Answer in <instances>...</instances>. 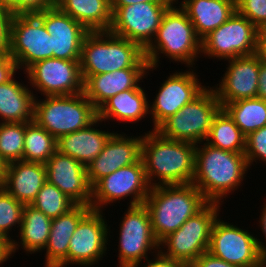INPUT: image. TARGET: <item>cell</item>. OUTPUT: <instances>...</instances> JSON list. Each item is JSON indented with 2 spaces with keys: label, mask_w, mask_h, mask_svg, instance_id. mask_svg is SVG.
Instances as JSON below:
<instances>
[{
  "label": "cell",
  "mask_w": 266,
  "mask_h": 267,
  "mask_svg": "<svg viewBox=\"0 0 266 267\" xmlns=\"http://www.w3.org/2000/svg\"><path fill=\"white\" fill-rule=\"evenodd\" d=\"M205 142L212 147L234 153H245L246 149V136L223 108L214 116Z\"/></svg>",
  "instance_id": "obj_31"
},
{
  "label": "cell",
  "mask_w": 266,
  "mask_h": 267,
  "mask_svg": "<svg viewBox=\"0 0 266 267\" xmlns=\"http://www.w3.org/2000/svg\"><path fill=\"white\" fill-rule=\"evenodd\" d=\"M91 206L76 205L66 214L51 221V230L46 249L44 267H67L69 241L80 220L91 210Z\"/></svg>",
  "instance_id": "obj_24"
},
{
  "label": "cell",
  "mask_w": 266,
  "mask_h": 267,
  "mask_svg": "<svg viewBox=\"0 0 266 267\" xmlns=\"http://www.w3.org/2000/svg\"><path fill=\"white\" fill-rule=\"evenodd\" d=\"M103 215V211L91 209L80 220L69 241L67 265L90 267L105 256L111 232Z\"/></svg>",
  "instance_id": "obj_16"
},
{
  "label": "cell",
  "mask_w": 266,
  "mask_h": 267,
  "mask_svg": "<svg viewBox=\"0 0 266 267\" xmlns=\"http://www.w3.org/2000/svg\"><path fill=\"white\" fill-rule=\"evenodd\" d=\"M154 256V259L145 260V265H141V267H189L186 263L174 260L172 258L164 256L160 251H158ZM156 256V257H155ZM155 260V261H154Z\"/></svg>",
  "instance_id": "obj_43"
},
{
  "label": "cell",
  "mask_w": 266,
  "mask_h": 267,
  "mask_svg": "<svg viewBox=\"0 0 266 267\" xmlns=\"http://www.w3.org/2000/svg\"><path fill=\"white\" fill-rule=\"evenodd\" d=\"M57 151V139L34 121L26 123L23 161L45 164Z\"/></svg>",
  "instance_id": "obj_33"
},
{
  "label": "cell",
  "mask_w": 266,
  "mask_h": 267,
  "mask_svg": "<svg viewBox=\"0 0 266 267\" xmlns=\"http://www.w3.org/2000/svg\"><path fill=\"white\" fill-rule=\"evenodd\" d=\"M175 2H143L111 6L109 32L139 44L144 50L154 40L162 17Z\"/></svg>",
  "instance_id": "obj_9"
},
{
  "label": "cell",
  "mask_w": 266,
  "mask_h": 267,
  "mask_svg": "<svg viewBox=\"0 0 266 267\" xmlns=\"http://www.w3.org/2000/svg\"><path fill=\"white\" fill-rule=\"evenodd\" d=\"M221 108L213 87L208 86L155 131L167 139L195 145L203 143L209 135L214 116Z\"/></svg>",
  "instance_id": "obj_7"
},
{
  "label": "cell",
  "mask_w": 266,
  "mask_h": 267,
  "mask_svg": "<svg viewBox=\"0 0 266 267\" xmlns=\"http://www.w3.org/2000/svg\"><path fill=\"white\" fill-rule=\"evenodd\" d=\"M247 137L266 126V101L255 97L226 103L222 107Z\"/></svg>",
  "instance_id": "obj_32"
},
{
  "label": "cell",
  "mask_w": 266,
  "mask_h": 267,
  "mask_svg": "<svg viewBox=\"0 0 266 267\" xmlns=\"http://www.w3.org/2000/svg\"><path fill=\"white\" fill-rule=\"evenodd\" d=\"M151 186L148 183L142 159L101 178L92 187L91 208L103 211L110 203L131 197L129 206L142 205ZM104 205V206H103Z\"/></svg>",
  "instance_id": "obj_12"
},
{
  "label": "cell",
  "mask_w": 266,
  "mask_h": 267,
  "mask_svg": "<svg viewBox=\"0 0 266 267\" xmlns=\"http://www.w3.org/2000/svg\"><path fill=\"white\" fill-rule=\"evenodd\" d=\"M147 132L143 135L141 159L150 186L191 184L196 145L167 139L155 130Z\"/></svg>",
  "instance_id": "obj_1"
},
{
  "label": "cell",
  "mask_w": 266,
  "mask_h": 267,
  "mask_svg": "<svg viewBox=\"0 0 266 267\" xmlns=\"http://www.w3.org/2000/svg\"><path fill=\"white\" fill-rule=\"evenodd\" d=\"M26 123L0 122V157L6 163L23 161Z\"/></svg>",
  "instance_id": "obj_35"
},
{
  "label": "cell",
  "mask_w": 266,
  "mask_h": 267,
  "mask_svg": "<svg viewBox=\"0 0 266 267\" xmlns=\"http://www.w3.org/2000/svg\"><path fill=\"white\" fill-rule=\"evenodd\" d=\"M143 2H174L173 0H111V6H128Z\"/></svg>",
  "instance_id": "obj_48"
},
{
  "label": "cell",
  "mask_w": 266,
  "mask_h": 267,
  "mask_svg": "<svg viewBox=\"0 0 266 267\" xmlns=\"http://www.w3.org/2000/svg\"><path fill=\"white\" fill-rule=\"evenodd\" d=\"M24 206L0 187V233L11 242L14 239L9 234L13 226L20 230Z\"/></svg>",
  "instance_id": "obj_36"
},
{
  "label": "cell",
  "mask_w": 266,
  "mask_h": 267,
  "mask_svg": "<svg viewBox=\"0 0 266 267\" xmlns=\"http://www.w3.org/2000/svg\"><path fill=\"white\" fill-rule=\"evenodd\" d=\"M265 205H263L264 207L261 209V216L260 219H259V226L262 230V233H263V236L265 237L266 239V202H264ZM256 242H257V246H258V249L260 251V253L266 258V243L260 241V239H256ZM265 244V245H264Z\"/></svg>",
  "instance_id": "obj_45"
},
{
  "label": "cell",
  "mask_w": 266,
  "mask_h": 267,
  "mask_svg": "<svg viewBox=\"0 0 266 267\" xmlns=\"http://www.w3.org/2000/svg\"><path fill=\"white\" fill-rule=\"evenodd\" d=\"M249 169L244 153L218 149L206 142L199 143L195 149V175L192 184L208 202L221 204L223 198L226 199L229 193L239 188Z\"/></svg>",
  "instance_id": "obj_2"
},
{
  "label": "cell",
  "mask_w": 266,
  "mask_h": 267,
  "mask_svg": "<svg viewBox=\"0 0 266 267\" xmlns=\"http://www.w3.org/2000/svg\"><path fill=\"white\" fill-rule=\"evenodd\" d=\"M29 89L28 85L19 83L14 77L7 83L0 85L1 123H30L34 121L36 94L33 93L32 89Z\"/></svg>",
  "instance_id": "obj_27"
},
{
  "label": "cell",
  "mask_w": 266,
  "mask_h": 267,
  "mask_svg": "<svg viewBox=\"0 0 266 267\" xmlns=\"http://www.w3.org/2000/svg\"><path fill=\"white\" fill-rule=\"evenodd\" d=\"M47 181L58 187L77 205H91L92 187L86 166L58 150L45 163Z\"/></svg>",
  "instance_id": "obj_20"
},
{
  "label": "cell",
  "mask_w": 266,
  "mask_h": 267,
  "mask_svg": "<svg viewBox=\"0 0 266 267\" xmlns=\"http://www.w3.org/2000/svg\"><path fill=\"white\" fill-rule=\"evenodd\" d=\"M245 156L251 168V164L257 160L266 163V126L251 132L246 137Z\"/></svg>",
  "instance_id": "obj_38"
},
{
  "label": "cell",
  "mask_w": 266,
  "mask_h": 267,
  "mask_svg": "<svg viewBox=\"0 0 266 267\" xmlns=\"http://www.w3.org/2000/svg\"><path fill=\"white\" fill-rule=\"evenodd\" d=\"M191 70L172 73L173 75H169L159 87L153 103L149 104V113L152 114L154 126L152 131L207 87L199 82L197 73Z\"/></svg>",
  "instance_id": "obj_17"
},
{
  "label": "cell",
  "mask_w": 266,
  "mask_h": 267,
  "mask_svg": "<svg viewBox=\"0 0 266 267\" xmlns=\"http://www.w3.org/2000/svg\"><path fill=\"white\" fill-rule=\"evenodd\" d=\"M207 203L200 190L191 183L151 187L144 205L150 213L154 236L160 243Z\"/></svg>",
  "instance_id": "obj_4"
},
{
  "label": "cell",
  "mask_w": 266,
  "mask_h": 267,
  "mask_svg": "<svg viewBox=\"0 0 266 267\" xmlns=\"http://www.w3.org/2000/svg\"><path fill=\"white\" fill-rule=\"evenodd\" d=\"M51 221L52 219L47 217L42 211L37 210L31 205H25L20 232H18L21 241L13 240L11 242L12 253L15 254L20 246L25 250L24 252L29 254L44 250L51 230Z\"/></svg>",
  "instance_id": "obj_30"
},
{
  "label": "cell",
  "mask_w": 266,
  "mask_h": 267,
  "mask_svg": "<svg viewBox=\"0 0 266 267\" xmlns=\"http://www.w3.org/2000/svg\"><path fill=\"white\" fill-rule=\"evenodd\" d=\"M30 205L42 211L47 217L54 219L66 214L77 204L58 187L46 181Z\"/></svg>",
  "instance_id": "obj_34"
},
{
  "label": "cell",
  "mask_w": 266,
  "mask_h": 267,
  "mask_svg": "<svg viewBox=\"0 0 266 267\" xmlns=\"http://www.w3.org/2000/svg\"><path fill=\"white\" fill-rule=\"evenodd\" d=\"M56 5V0H0V7L14 15L37 14Z\"/></svg>",
  "instance_id": "obj_37"
},
{
  "label": "cell",
  "mask_w": 266,
  "mask_h": 267,
  "mask_svg": "<svg viewBox=\"0 0 266 267\" xmlns=\"http://www.w3.org/2000/svg\"><path fill=\"white\" fill-rule=\"evenodd\" d=\"M236 10L259 30L266 27V0H236Z\"/></svg>",
  "instance_id": "obj_39"
},
{
  "label": "cell",
  "mask_w": 266,
  "mask_h": 267,
  "mask_svg": "<svg viewBox=\"0 0 266 267\" xmlns=\"http://www.w3.org/2000/svg\"><path fill=\"white\" fill-rule=\"evenodd\" d=\"M0 241H9L8 239L4 238L0 233Z\"/></svg>",
  "instance_id": "obj_50"
},
{
  "label": "cell",
  "mask_w": 266,
  "mask_h": 267,
  "mask_svg": "<svg viewBox=\"0 0 266 267\" xmlns=\"http://www.w3.org/2000/svg\"><path fill=\"white\" fill-rule=\"evenodd\" d=\"M35 15L52 38L53 58L80 61L83 39L89 31L57 5Z\"/></svg>",
  "instance_id": "obj_18"
},
{
  "label": "cell",
  "mask_w": 266,
  "mask_h": 267,
  "mask_svg": "<svg viewBox=\"0 0 266 267\" xmlns=\"http://www.w3.org/2000/svg\"><path fill=\"white\" fill-rule=\"evenodd\" d=\"M47 181L42 163L16 161L6 164L2 187L23 205H30Z\"/></svg>",
  "instance_id": "obj_23"
},
{
  "label": "cell",
  "mask_w": 266,
  "mask_h": 267,
  "mask_svg": "<svg viewBox=\"0 0 266 267\" xmlns=\"http://www.w3.org/2000/svg\"><path fill=\"white\" fill-rule=\"evenodd\" d=\"M259 29L237 10L201 41V55L228 60L256 53Z\"/></svg>",
  "instance_id": "obj_10"
},
{
  "label": "cell",
  "mask_w": 266,
  "mask_h": 267,
  "mask_svg": "<svg viewBox=\"0 0 266 267\" xmlns=\"http://www.w3.org/2000/svg\"><path fill=\"white\" fill-rule=\"evenodd\" d=\"M96 118L97 110L84 92L35 98L34 122L56 139L86 128Z\"/></svg>",
  "instance_id": "obj_6"
},
{
  "label": "cell",
  "mask_w": 266,
  "mask_h": 267,
  "mask_svg": "<svg viewBox=\"0 0 266 267\" xmlns=\"http://www.w3.org/2000/svg\"><path fill=\"white\" fill-rule=\"evenodd\" d=\"M143 135L127 136L114 132L101 153L86 167L87 178L93 187L101 178L141 159Z\"/></svg>",
  "instance_id": "obj_21"
},
{
  "label": "cell",
  "mask_w": 266,
  "mask_h": 267,
  "mask_svg": "<svg viewBox=\"0 0 266 267\" xmlns=\"http://www.w3.org/2000/svg\"><path fill=\"white\" fill-rule=\"evenodd\" d=\"M179 5L201 41L236 11V0H182Z\"/></svg>",
  "instance_id": "obj_26"
},
{
  "label": "cell",
  "mask_w": 266,
  "mask_h": 267,
  "mask_svg": "<svg viewBox=\"0 0 266 267\" xmlns=\"http://www.w3.org/2000/svg\"><path fill=\"white\" fill-rule=\"evenodd\" d=\"M24 74L30 86L44 97L83 92L80 61L47 58L32 64Z\"/></svg>",
  "instance_id": "obj_15"
},
{
  "label": "cell",
  "mask_w": 266,
  "mask_h": 267,
  "mask_svg": "<svg viewBox=\"0 0 266 267\" xmlns=\"http://www.w3.org/2000/svg\"><path fill=\"white\" fill-rule=\"evenodd\" d=\"M189 267H239L214 257L209 252L200 255Z\"/></svg>",
  "instance_id": "obj_42"
},
{
  "label": "cell",
  "mask_w": 266,
  "mask_h": 267,
  "mask_svg": "<svg viewBox=\"0 0 266 267\" xmlns=\"http://www.w3.org/2000/svg\"><path fill=\"white\" fill-rule=\"evenodd\" d=\"M10 56L25 72L32 64L53 58L52 38L35 15H14L11 23ZM23 68V69H22Z\"/></svg>",
  "instance_id": "obj_14"
},
{
  "label": "cell",
  "mask_w": 266,
  "mask_h": 267,
  "mask_svg": "<svg viewBox=\"0 0 266 267\" xmlns=\"http://www.w3.org/2000/svg\"><path fill=\"white\" fill-rule=\"evenodd\" d=\"M99 122L102 121L97 117L86 128L61 136L57 139V150L87 167L101 153L114 134L108 130L106 132L97 129Z\"/></svg>",
  "instance_id": "obj_25"
},
{
  "label": "cell",
  "mask_w": 266,
  "mask_h": 267,
  "mask_svg": "<svg viewBox=\"0 0 266 267\" xmlns=\"http://www.w3.org/2000/svg\"><path fill=\"white\" fill-rule=\"evenodd\" d=\"M221 205L208 202L179 229L165 237L159 243V251L166 257L190 266L200 255L208 252L211 230Z\"/></svg>",
  "instance_id": "obj_8"
},
{
  "label": "cell",
  "mask_w": 266,
  "mask_h": 267,
  "mask_svg": "<svg viewBox=\"0 0 266 267\" xmlns=\"http://www.w3.org/2000/svg\"><path fill=\"white\" fill-rule=\"evenodd\" d=\"M14 14L0 7V57L10 56L11 23Z\"/></svg>",
  "instance_id": "obj_40"
},
{
  "label": "cell",
  "mask_w": 266,
  "mask_h": 267,
  "mask_svg": "<svg viewBox=\"0 0 266 267\" xmlns=\"http://www.w3.org/2000/svg\"><path fill=\"white\" fill-rule=\"evenodd\" d=\"M173 1L175 2V4H174V5L178 4V0H173Z\"/></svg>",
  "instance_id": "obj_51"
},
{
  "label": "cell",
  "mask_w": 266,
  "mask_h": 267,
  "mask_svg": "<svg viewBox=\"0 0 266 267\" xmlns=\"http://www.w3.org/2000/svg\"><path fill=\"white\" fill-rule=\"evenodd\" d=\"M147 70L122 69L112 73L82 76L83 92L93 107L98 110L111 97L128 89L139 88L140 80L143 82V78L149 74Z\"/></svg>",
  "instance_id": "obj_22"
},
{
  "label": "cell",
  "mask_w": 266,
  "mask_h": 267,
  "mask_svg": "<svg viewBox=\"0 0 266 267\" xmlns=\"http://www.w3.org/2000/svg\"><path fill=\"white\" fill-rule=\"evenodd\" d=\"M257 97L266 101V63L260 62Z\"/></svg>",
  "instance_id": "obj_44"
},
{
  "label": "cell",
  "mask_w": 266,
  "mask_h": 267,
  "mask_svg": "<svg viewBox=\"0 0 266 267\" xmlns=\"http://www.w3.org/2000/svg\"><path fill=\"white\" fill-rule=\"evenodd\" d=\"M17 70L16 62L11 56L0 57V85L15 77Z\"/></svg>",
  "instance_id": "obj_41"
},
{
  "label": "cell",
  "mask_w": 266,
  "mask_h": 267,
  "mask_svg": "<svg viewBox=\"0 0 266 267\" xmlns=\"http://www.w3.org/2000/svg\"><path fill=\"white\" fill-rule=\"evenodd\" d=\"M145 50L137 43L109 31L89 32L83 39L81 76L112 73L122 69H148Z\"/></svg>",
  "instance_id": "obj_3"
},
{
  "label": "cell",
  "mask_w": 266,
  "mask_h": 267,
  "mask_svg": "<svg viewBox=\"0 0 266 267\" xmlns=\"http://www.w3.org/2000/svg\"><path fill=\"white\" fill-rule=\"evenodd\" d=\"M161 53L171 61L181 62L190 69L201 56V40L187 13L180 6L172 4L167 9L154 40L145 49L149 65L147 71L158 68L159 58L163 57L159 56Z\"/></svg>",
  "instance_id": "obj_5"
},
{
  "label": "cell",
  "mask_w": 266,
  "mask_h": 267,
  "mask_svg": "<svg viewBox=\"0 0 266 267\" xmlns=\"http://www.w3.org/2000/svg\"><path fill=\"white\" fill-rule=\"evenodd\" d=\"M56 5L89 32L108 31L111 26V0H56Z\"/></svg>",
  "instance_id": "obj_29"
},
{
  "label": "cell",
  "mask_w": 266,
  "mask_h": 267,
  "mask_svg": "<svg viewBox=\"0 0 266 267\" xmlns=\"http://www.w3.org/2000/svg\"><path fill=\"white\" fill-rule=\"evenodd\" d=\"M6 171V163L0 157V187L2 186Z\"/></svg>",
  "instance_id": "obj_49"
},
{
  "label": "cell",
  "mask_w": 266,
  "mask_h": 267,
  "mask_svg": "<svg viewBox=\"0 0 266 267\" xmlns=\"http://www.w3.org/2000/svg\"><path fill=\"white\" fill-rule=\"evenodd\" d=\"M145 90L140 86L125 90L105 102L98 110L97 117L106 120L137 123L149 114V100Z\"/></svg>",
  "instance_id": "obj_28"
},
{
  "label": "cell",
  "mask_w": 266,
  "mask_h": 267,
  "mask_svg": "<svg viewBox=\"0 0 266 267\" xmlns=\"http://www.w3.org/2000/svg\"><path fill=\"white\" fill-rule=\"evenodd\" d=\"M123 214L125 216H122L123 219L120 221L118 238V265L139 267L148 259V251L157 253L160 245L152 231L150 213L144 204L128 206Z\"/></svg>",
  "instance_id": "obj_11"
},
{
  "label": "cell",
  "mask_w": 266,
  "mask_h": 267,
  "mask_svg": "<svg viewBox=\"0 0 266 267\" xmlns=\"http://www.w3.org/2000/svg\"><path fill=\"white\" fill-rule=\"evenodd\" d=\"M251 233L224 222L218 216L211 230L208 252L239 267H266V258L258 249L257 237Z\"/></svg>",
  "instance_id": "obj_13"
},
{
  "label": "cell",
  "mask_w": 266,
  "mask_h": 267,
  "mask_svg": "<svg viewBox=\"0 0 266 267\" xmlns=\"http://www.w3.org/2000/svg\"><path fill=\"white\" fill-rule=\"evenodd\" d=\"M256 54L259 59L266 63V30L260 29L257 36V49Z\"/></svg>",
  "instance_id": "obj_46"
},
{
  "label": "cell",
  "mask_w": 266,
  "mask_h": 267,
  "mask_svg": "<svg viewBox=\"0 0 266 267\" xmlns=\"http://www.w3.org/2000/svg\"><path fill=\"white\" fill-rule=\"evenodd\" d=\"M12 255L11 241H0V265L9 260Z\"/></svg>",
  "instance_id": "obj_47"
},
{
  "label": "cell",
  "mask_w": 266,
  "mask_h": 267,
  "mask_svg": "<svg viewBox=\"0 0 266 267\" xmlns=\"http://www.w3.org/2000/svg\"><path fill=\"white\" fill-rule=\"evenodd\" d=\"M228 67L222 81L213 87L216 97L223 107L241 99L257 97L259 67L261 60L255 53L228 59ZM219 85V87H218Z\"/></svg>",
  "instance_id": "obj_19"
}]
</instances>
